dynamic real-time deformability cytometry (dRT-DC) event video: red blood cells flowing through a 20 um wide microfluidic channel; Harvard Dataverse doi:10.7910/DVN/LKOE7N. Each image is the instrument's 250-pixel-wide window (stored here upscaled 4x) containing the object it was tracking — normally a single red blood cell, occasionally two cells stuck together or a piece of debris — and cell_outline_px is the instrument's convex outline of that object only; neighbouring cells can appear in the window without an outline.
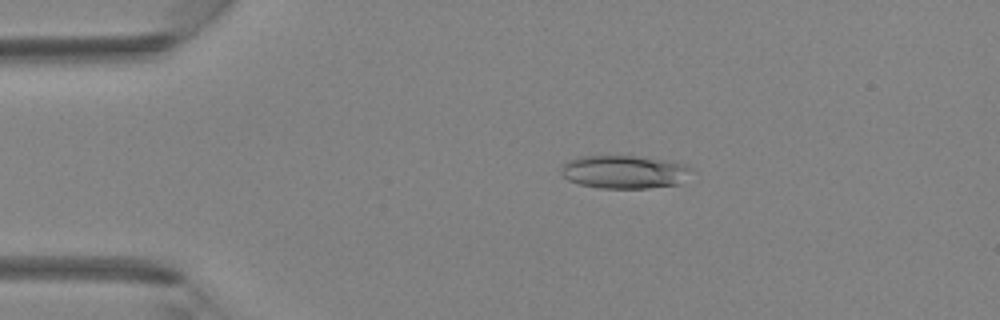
{"species": "Egyptian fruit bat (a non-hibernating species)", "species_latin": "Rousettus aegyptiacus", "temperature_condition": "room temperature", "stored_images_in_passage": 41, "camera_frame_rate_fps": 3000, "um_per_image_px": 0.085, "animal": {"sex": "female"}, "frame": {"image": 1, "passage_image": 8, "time_ms": 2.333, "image_size_px": [1000, 320], "cell_outline_px": [[692, 168], [680, 184], [648, 188], [600, 188], [580, 184], [568, 180], [560, 172], [560, 164], [568, 160], [580, 156], [636, 156], [664, 160], [684, 164]], "centroid_in_image_um": [53.0, 14.61], "position_along_channel_um": 32.0, "area_um2": 25.14}}
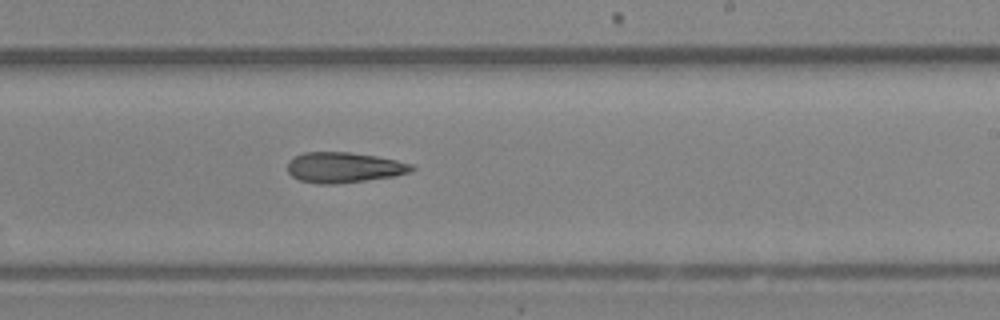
{"frame": {"image": 2, "passage_image": 25, "time_ms": 8.0, "image_size_px": [1000, 320], "cell_outline_px": [[416, 168], [408, 172], [392, 176], [336, 184], [316, 184], [300, 180], [292, 176], [288, 172], [288, 160], [304, 152], [348, 152], [376, 156], [396, 160], [412, 164]], "centroid_in_image_um": [29.2, 14.23], "position_along_channel_um": 259.8, "area_um2": 21.85}}
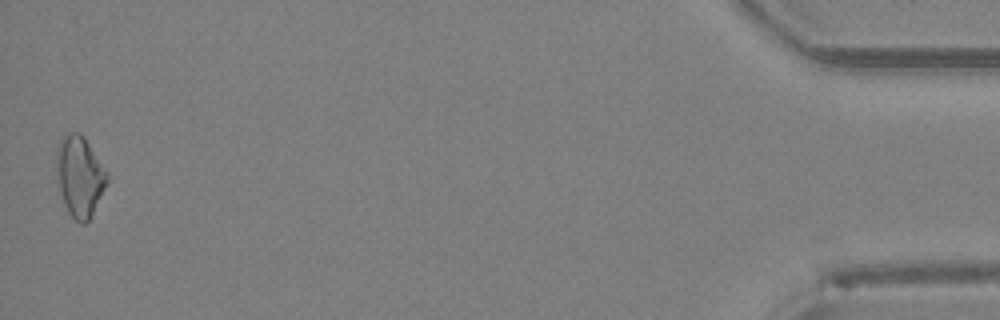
{"frame": {"image": 3, "passage_image": 41, "time_ms": 13.333, "image_size_px": [1000, 320], "cell_outline_px": [[108, 180], [88, 220], [84, 224], [80, 224], [68, 212], [64, 204], [60, 192], [56, 168], [56, 152], [60, 140], [68, 132], [80, 132], [84, 136], [108, 172]], "centroid_in_image_um": [6.76, 14.94], "position_along_channel_um": 428.4, "area_um2": 23.52}}